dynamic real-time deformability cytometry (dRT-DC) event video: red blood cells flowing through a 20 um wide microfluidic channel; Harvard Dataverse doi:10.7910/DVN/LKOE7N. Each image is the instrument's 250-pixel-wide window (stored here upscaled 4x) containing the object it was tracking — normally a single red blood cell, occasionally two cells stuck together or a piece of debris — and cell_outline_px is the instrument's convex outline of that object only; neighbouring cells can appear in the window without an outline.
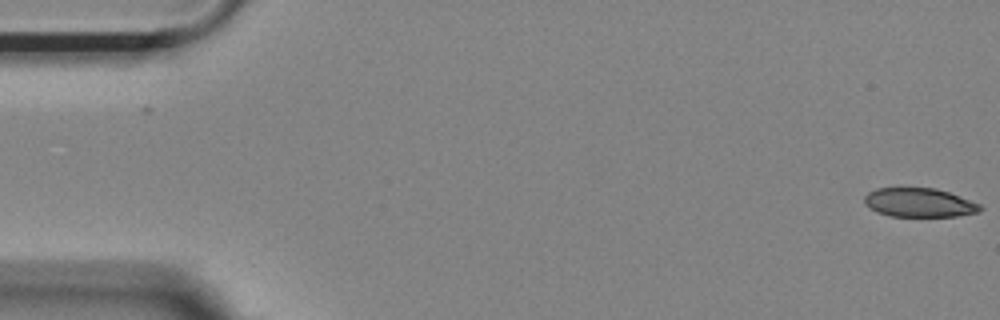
{"species": "Egyptian fruit bat (a non-hibernating species)", "species_latin": "Rousettus aegyptiacus", "temperature_condition": "room temperature", "stored_images_in_passage": 54, "camera_frame_rate_fps": 3000, "um_per_image_px": 0.085, "animal": {"sex": "female"}, "frame": {"image": 1, "passage_image": 1, "time_ms": 0.0, "image_size_px": [1000, 320], "cell_outline_px": [[984, 208], [980, 212], [956, 216], [892, 216], [876, 212], [868, 208], [864, 204], [864, 196], [868, 192], [876, 188], [936, 188], [948, 192], [980, 204]], "centroid_in_image_um": [78.11, 17.22], "position_along_channel_um": 6.9, "area_um2": 19.59}}
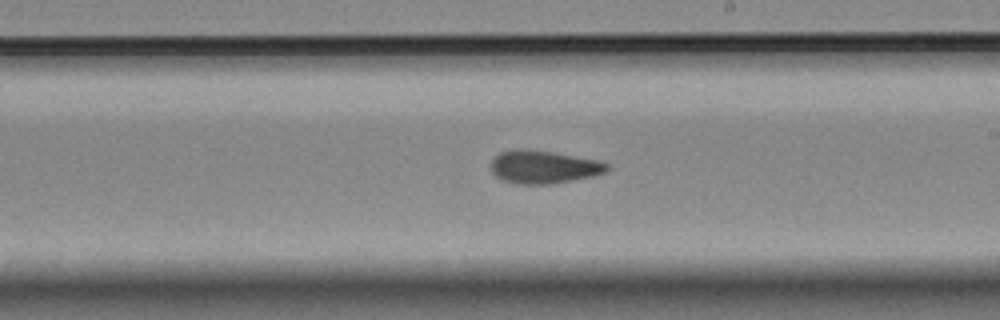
{"frame": {"image": 2, "passage_image": 31, "time_ms": 10.0, "image_size_px": [1000, 320], "cell_outline_px": [[608, 172], [592, 176], [552, 184], [516, 184], [504, 180], [496, 176], [492, 172], [492, 160], [500, 152], [516, 148], [524, 148], [552, 152], [600, 160], [608, 164]], "centroid_in_image_um": [46.22, 14.18], "position_along_channel_um": 242.8, "area_um2": 22.37}}
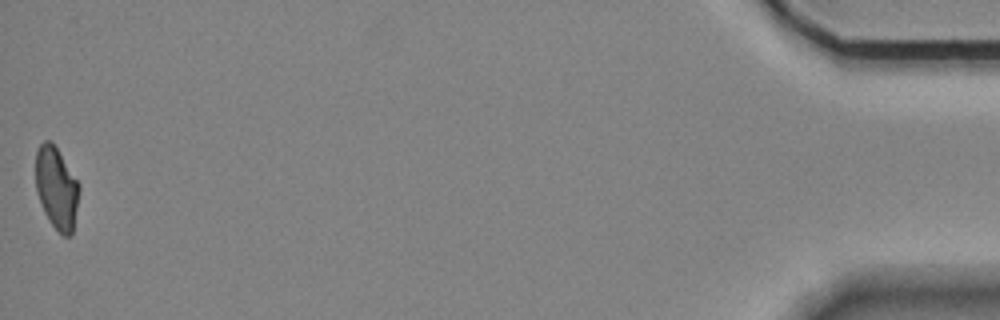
{"frame": {"image": 3, "passage_image": 54, "time_ms": 17.667, "image_size_px": [1000, 320], "cell_outline_px": [[80, 188], [72, 236], [64, 236], [48, 220], [44, 212], [36, 188], [36, 152], [40, 144], [44, 140], [48, 140], [56, 148], [80, 184]], "centroid_in_image_um": [4.81, 16.0], "position_along_channel_um": 430.4, "area_um2": 20.52}, "authors_computed_cell_mechanics": {"area_um2": 21.964, "velocity_mm_per_s": 3.69, "shape_relaxation_time_tau1_ms": null, "shape_relaxation_time_tau2_ms": 2.8704, "deformation_change_tau1": null, "deformation_change_tau2": 0.0824}}